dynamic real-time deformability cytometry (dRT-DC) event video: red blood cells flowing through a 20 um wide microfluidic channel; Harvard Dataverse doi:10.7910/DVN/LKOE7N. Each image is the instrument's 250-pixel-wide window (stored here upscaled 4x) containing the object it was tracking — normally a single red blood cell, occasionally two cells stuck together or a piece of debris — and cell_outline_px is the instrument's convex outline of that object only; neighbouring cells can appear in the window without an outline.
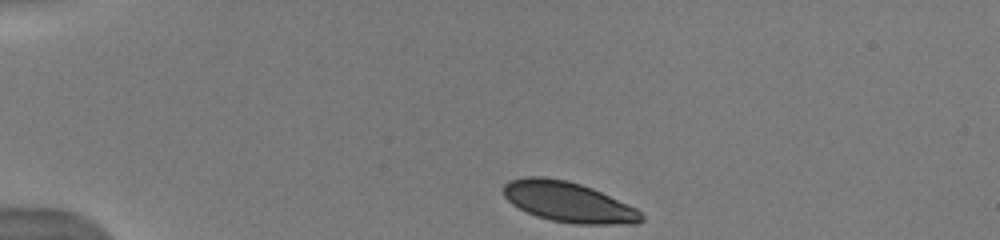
{"species": "human", "species_latin": "Homo sapiens", "temperature_condition": "warm", "stored_images_in_passage": 36, "camera_frame_rate_fps": 3000, "um_per_image_px": 0.085, "donor": {"sex": "male"}, "frame": {"image": 1, "passage_image": 1, "time_ms": 0.0, "image_size_px": [1000, 240], "cell_outline_px": [[644, 220], [636, 224], [572, 224], [552, 220], [536, 216], [512, 204], [504, 196], [504, 184], [508, 180], [524, 176], [544, 176], [568, 180], [592, 188], [636, 208], [644, 216]], "centroid_in_image_um": [48.3, 17.16], "position_along_channel_um": 36.7, "area_um2": 32.43}}
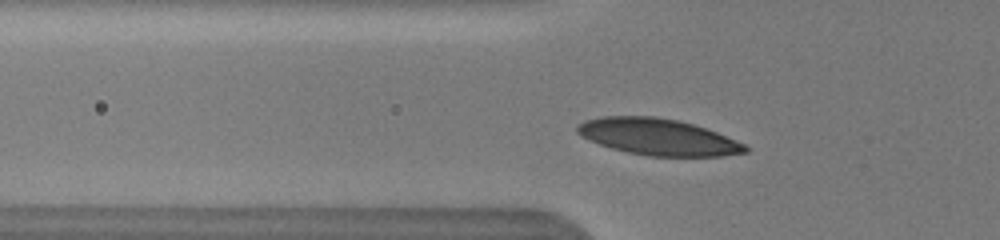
{"frame": {"image": 2, "passage_image": 8, "time_ms": 2.333, "image_size_px": [1000, 240], "cell_outline_px": [[748, 152], [720, 156], [648, 156], [628, 152], [612, 148], [588, 140], [580, 136], [576, 132], [576, 128], [584, 120], [604, 116], [656, 116], [680, 120], [716, 132], [736, 140], [744, 144], [748, 148]], "centroid_in_image_um": [55.91, 11.63], "position_along_channel_um": 69.9, "area_um2": 35.6}}
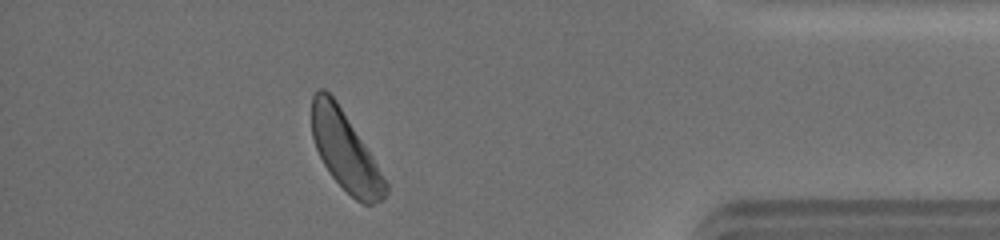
{"frame": {"image": 3, "passage_image": 31, "time_ms": 11.667, "image_size_px": [1000, 240], "cell_outline_px": [[388, 192], [380, 200], [372, 204], [360, 204], [328, 172], [316, 148], [312, 136], [312, 96], [316, 88], [324, 88], [336, 100], [372, 156], [388, 184]], "centroid_in_image_um": [29.33, 12.83], "position_along_channel_um": 405.9, "area_um2": 33.29}, "authors_computed_cell_mechanics": {"area_um2": 34.3043, "velocity_mm_per_s": 3.9605, "shape_relaxation_time_tau1_ms": 2.2317, "shape_relaxation_time_tau2_ms": null, "deformation_change_tau1": 0.1037, "deformation_change_tau2": null}}